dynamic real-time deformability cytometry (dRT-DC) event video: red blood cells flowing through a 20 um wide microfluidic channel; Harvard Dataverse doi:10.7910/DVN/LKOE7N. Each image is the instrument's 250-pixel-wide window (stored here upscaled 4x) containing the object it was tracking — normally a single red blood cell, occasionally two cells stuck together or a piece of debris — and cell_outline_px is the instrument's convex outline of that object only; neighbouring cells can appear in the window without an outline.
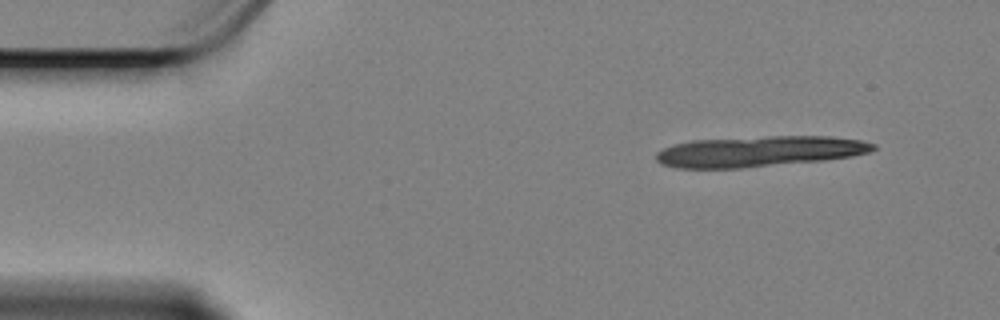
{"species": "Egyptian fruit bat (a non-hibernating species)", "species_latin": "Rousettus aegyptiacus", "temperature_condition": "cold", "stored_images_in_passage": 10, "camera_frame_rate_fps": 3000, "um_per_image_px": 0.085, "animal": {"sex": "female"}, "frame": {"image": 1, "passage_image": 1, "time_ms": 0.0, "image_size_px": [1000, 320], "cell_outline_px": [[876, 148], [868, 152], [852, 156], [824, 160], [740, 168], [676, 168], [660, 164], [656, 160], [656, 152], [664, 148], [676, 144], [692, 140], [768, 136], [832, 136], [860, 140], [876, 144]], "centroid_in_image_um": [64.53, 12.86], "position_along_channel_um": 20.5, "area_um2": 38.78}}